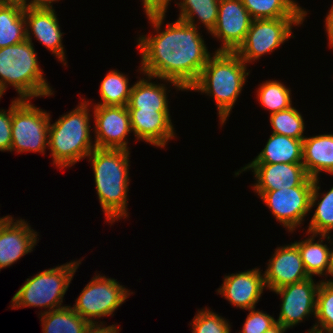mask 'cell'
<instances>
[{"instance_id":"obj_1","label":"cell","mask_w":333,"mask_h":333,"mask_svg":"<svg viewBox=\"0 0 333 333\" xmlns=\"http://www.w3.org/2000/svg\"><path fill=\"white\" fill-rule=\"evenodd\" d=\"M165 15L147 17L156 34L137 40L144 76L167 81L174 88L187 91L199 78L211 57L199 27L177 19L162 30Z\"/></svg>"},{"instance_id":"obj_2","label":"cell","mask_w":333,"mask_h":333,"mask_svg":"<svg viewBox=\"0 0 333 333\" xmlns=\"http://www.w3.org/2000/svg\"><path fill=\"white\" fill-rule=\"evenodd\" d=\"M124 149L95 148L87 157L94 171L96 191L109 223L128 217L129 153Z\"/></svg>"},{"instance_id":"obj_3","label":"cell","mask_w":333,"mask_h":333,"mask_svg":"<svg viewBox=\"0 0 333 333\" xmlns=\"http://www.w3.org/2000/svg\"><path fill=\"white\" fill-rule=\"evenodd\" d=\"M198 80L188 89L214 97L218 117L224 125L246 83L247 64L235 52L213 53ZM247 72V73H246Z\"/></svg>"},{"instance_id":"obj_4","label":"cell","mask_w":333,"mask_h":333,"mask_svg":"<svg viewBox=\"0 0 333 333\" xmlns=\"http://www.w3.org/2000/svg\"><path fill=\"white\" fill-rule=\"evenodd\" d=\"M34 45L27 39L0 48V93L13 86L19 99L54 95L39 66Z\"/></svg>"},{"instance_id":"obj_5","label":"cell","mask_w":333,"mask_h":333,"mask_svg":"<svg viewBox=\"0 0 333 333\" xmlns=\"http://www.w3.org/2000/svg\"><path fill=\"white\" fill-rule=\"evenodd\" d=\"M82 100L75 109L49 124L48 147L53 164L59 169L73 166L96 148L90 135V104Z\"/></svg>"},{"instance_id":"obj_6","label":"cell","mask_w":333,"mask_h":333,"mask_svg":"<svg viewBox=\"0 0 333 333\" xmlns=\"http://www.w3.org/2000/svg\"><path fill=\"white\" fill-rule=\"evenodd\" d=\"M82 260L49 268L27 278L13 296L11 309L43 307L48 311L62 308L63 297Z\"/></svg>"},{"instance_id":"obj_7","label":"cell","mask_w":333,"mask_h":333,"mask_svg":"<svg viewBox=\"0 0 333 333\" xmlns=\"http://www.w3.org/2000/svg\"><path fill=\"white\" fill-rule=\"evenodd\" d=\"M45 110L35 107L30 99L12 101L11 150L18 153L40 152L48 147L51 117Z\"/></svg>"},{"instance_id":"obj_8","label":"cell","mask_w":333,"mask_h":333,"mask_svg":"<svg viewBox=\"0 0 333 333\" xmlns=\"http://www.w3.org/2000/svg\"><path fill=\"white\" fill-rule=\"evenodd\" d=\"M129 292L115 279L96 275L84 287L71 308L91 325L98 324L96 318L113 315L129 295L133 294Z\"/></svg>"},{"instance_id":"obj_9","label":"cell","mask_w":333,"mask_h":333,"mask_svg":"<svg viewBox=\"0 0 333 333\" xmlns=\"http://www.w3.org/2000/svg\"><path fill=\"white\" fill-rule=\"evenodd\" d=\"M305 18H275L252 20L250 29L235 53L243 62L252 63L262 55L273 52L292 36V27Z\"/></svg>"},{"instance_id":"obj_10","label":"cell","mask_w":333,"mask_h":333,"mask_svg":"<svg viewBox=\"0 0 333 333\" xmlns=\"http://www.w3.org/2000/svg\"><path fill=\"white\" fill-rule=\"evenodd\" d=\"M313 184L314 179L308 176L296 187L274 191H256V193L268 206L275 219L292 233L303 224L305 216L311 210Z\"/></svg>"},{"instance_id":"obj_11","label":"cell","mask_w":333,"mask_h":333,"mask_svg":"<svg viewBox=\"0 0 333 333\" xmlns=\"http://www.w3.org/2000/svg\"><path fill=\"white\" fill-rule=\"evenodd\" d=\"M320 281L316 284L312 277L301 282L285 285L273 290L282 298L279 318L276 320L284 328H293L310 314L316 313V295Z\"/></svg>"},{"instance_id":"obj_12","label":"cell","mask_w":333,"mask_h":333,"mask_svg":"<svg viewBox=\"0 0 333 333\" xmlns=\"http://www.w3.org/2000/svg\"><path fill=\"white\" fill-rule=\"evenodd\" d=\"M95 146L100 149H124L129 151L126 136L132 133L127 106L95 105Z\"/></svg>"},{"instance_id":"obj_13","label":"cell","mask_w":333,"mask_h":333,"mask_svg":"<svg viewBox=\"0 0 333 333\" xmlns=\"http://www.w3.org/2000/svg\"><path fill=\"white\" fill-rule=\"evenodd\" d=\"M252 20L241 0H220L217 22L210 32L222 42L216 52H235L243 43Z\"/></svg>"},{"instance_id":"obj_14","label":"cell","mask_w":333,"mask_h":333,"mask_svg":"<svg viewBox=\"0 0 333 333\" xmlns=\"http://www.w3.org/2000/svg\"><path fill=\"white\" fill-rule=\"evenodd\" d=\"M252 170L256 183L254 191H274L299 186L307 177L302 163H249L235 172V176Z\"/></svg>"},{"instance_id":"obj_15","label":"cell","mask_w":333,"mask_h":333,"mask_svg":"<svg viewBox=\"0 0 333 333\" xmlns=\"http://www.w3.org/2000/svg\"><path fill=\"white\" fill-rule=\"evenodd\" d=\"M264 271L266 289L273 291L309 278L298 247L291 243L276 248Z\"/></svg>"},{"instance_id":"obj_16","label":"cell","mask_w":333,"mask_h":333,"mask_svg":"<svg viewBox=\"0 0 333 333\" xmlns=\"http://www.w3.org/2000/svg\"><path fill=\"white\" fill-rule=\"evenodd\" d=\"M24 16L26 19V39L32 43V33L36 40L67 66L61 40L63 33L60 30L54 8H25Z\"/></svg>"},{"instance_id":"obj_17","label":"cell","mask_w":333,"mask_h":333,"mask_svg":"<svg viewBox=\"0 0 333 333\" xmlns=\"http://www.w3.org/2000/svg\"><path fill=\"white\" fill-rule=\"evenodd\" d=\"M264 275L260 269L254 268L224 277L218 293L235 307L254 309L265 289Z\"/></svg>"},{"instance_id":"obj_18","label":"cell","mask_w":333,"mask_h":333,"mask_svg":"<svg viewBox=\"0 0 333 333\" xmlns=\"http://www.w3.org/2000/svg\"><path fill=\"white\" fill-rule=\"evenodd\" d=\"M14 221L10 216L0 226V271L33 251L37 243V232L24 219Z\"/></svg>"},{"instance_id":"obj_19","label":"cell","mask_w":333,"mask_h":333,"mask_svg":"<svg viewBox=\"0 0 333 333\" xmlns=\"http://www.w3.org/2000/svg\"><path fill=\"white\" fill-rule=\"evenodd\" d=\"M132 132L137 140L164 148L175 137L169 111L128 109Z\"/></svg>"},{"instance_id":"obj_20","label":"cell","mask_w":333,"mask_h":333,"mask_svg":"<svg viewBox=\"0 0 333 333\" xmlns=\"http://www.w3.org/2000/svg\"><path fill=\"white\" fill-rule=\"evenodd\" d=\"M302 164L310 178H318L321 171L333 175V134L305 137Z\"/></svg>"},{"instance_id":"obj_21","label":"cell","mask_w":333,"mask_h":333,"mask_svg":"<svg viewBox=\"0 0 333 333\" xmlns=\"http://www.w3.org/2000/svg\"><path fill=\"white\" fill-rule=\"evenodd\" d=\"M320 239L315 241L319 235L311 234L309 238L304 241H294V244L298 247L303 261L304 268L309 277L313 278V275L324 276L331 275V248L327 244H323V239L331 241L329 235H320Z\"/></svg>"},{"instance_id":"obj_22","label":"cell","mask_w":333,"mask_h":333,"mask_svg":"<svg viewBox=\"0 0 333 333\" xmlns=\"http://www.w3.org/2000/svg\"><path fill=\"white\" fill-rule=\"evenodd\" d=\"M303 140L272 133L251 163H302Z\"/></svg>"},{"instance_id":"obj_23","label":"cell","mask_w":333,"mask_h":333,"mask_svg":"<svg viewBox=\"0 0 333 333\" xmlns=\"http://www.w3.org/2000/svg\"><path fill=\"white\" fill-rule=\"evenodd\" d=\"M140 79L132 85L128 109L169 111L167 87L165 84L152 83L153 77ZM151 81V82H150Z\"/></svg>"},{"instance_id":"obj_24","label":"cell","mask_w":333,"mask_h":333,"mask_svg":"<svg viewBox=\"0 0 333 333\" xmlns=\"http://www.w3.org/2000/svg\"><path fill=\"white\" fill-rule=\"evenodd\" d=\"M251 18H305L306 10L294 0H241Z\"/></svg>"},{"instance_id":"obj_25","label":"cell","mask_w":333,"mask_h":333,"mask_svg":"<svg viewBox=\"0 0 333 333\" xmlns=\"http://www.w3.org/2000/svg\"><path fill=\"white\" fill-rule=\"evenodd\" d=\"M19 4L0 3V48L26 40V19Z\"/></svg>"},{"instance_id":"obj_26","label":"cell","mask_w":333,"mask_h":333,"mask_svg":"<svg viewBox=\"0 0 333 333\" xmlns=\"http://www.w3.org/2000/svg\"><path fill=\"white\" fill-rule=\"evenodd\" d=\"M40 316L43 333H85L91 325L71 306L51 311L45 310Z\"/></svg>"},{"instance_id":"obj_27","label":"cell","mask_w":333,"mask_h":333,"mask_svg":"<svg viewBox=\"0 0 333 333\" xmlns=\"http://www.w3.org/2000/svg\"><path fill=\"white\" fill-rule=\"evenodd\" d=\"M319 178L314 179L310 209L317 205L310 220L307 234L329 235L333 230V187L327 192L319 195ZM319 197L322 199L319 201ZM318 203H317V202Z\"/></svg>"},{"instance_id":"obj_28","label":"cell","mask_w":333,"mask_h":333,"mask_svg":"<svg viewBox=\"0 0 333 333\" xmlns=\"http://www.w3.org/2000/svg\"><path fill=\"white\" fill-rule=\"evenodd\" d=\"M220 0H181L177 5L180 7V20L196 26L195 17L203 23L207 32H211L216 25Z\"/></svg>"},{"instance_id":"obj_29","label":"cell","mask_w":333,"mask_h":333,"mask_svg":"<svg viewBox=\"0 0 333 333\" xmlns=\"http://www.w3.org/2000/svg\"><path fill=\"white\" fill-rule=\"evenodd\" d=\"M101 103L103 106H127L132 86H129L127 76L117 70H111L101 81L100 88Z\"/></svg>"},{"instance_id":"obj_30","label":"cell","mask_w":333,"mask_h":333,"mask_svg":"<svg viewBox=\"0 0 333 333\" xmlns=\"http://www.w3.org/2000/svg\"><path fill=\"white\" fill-rule=\"evenodd\" d=\"M317 323L308 332L333 333V280H321L316 295Z\"/></svg>"},{"instance_id":"obj_31","label":"cell","mask_w":333,"mask_h":333,"mask_svg":"<svg viewBox=\"0 0 333 333\" xmlns=\"http://www.w3.org/2000/svg\"><path fill=\"white\" fill-rule=\"evenodd\" d=\"M257 89V98L261 105L270 110V115L292 106L291 90L276 80H268Z\"/></svg>"},{"instance_id":"obj_32","label":"cell","mask_w":333,"mask_h":333,"mask_svg":"<svg viewBox=\"0 0 333 333\" xmlns=\"http://www.w3.org/2000/svg\"><path fill=\"white\" fill-rule=\"evenodd\" d=\"M270 123L273 128L272 132L275 134L300 140L305 138L303 135L305 129L304 119L300 112L292 106L271 114Z\"/></svg>"},{"instance_id":"obj_33","label":"cell","mask_w":333,"mask_h":333,"mask_svg":"<svg viewBox=\"0 0 333 333\" xmlns=\"http://www.w3.org/2000/svg\"><path fill=\"white\" fill-rule=\"evenodd\" d=\"M228 322L210 309L203 308L198 310L190 324L192 333H230L231 325Z\"/></svg>"},{"instance_id":"obj_34","label":"cell","mask_w":333,"mask_h":333,"mask_svg":"<svg viewBox=\"0 0 333 333\" xmlns=\"http://www.w3.org/2000/svg\"><path fill=\"white\" fill-rule=\"evenodd\" d=\"M246 321L239 333H264L266 330L274 326L277 321L273 316H270L262 310L249 309Z\"/></svg>"},{"instance_id":"obj_35","label":"cell","mask_w":333,"mask_h":333,"mask_svg":"<svg viewBox=\"0 0 333 333\" xmlns=\"http://www.w3.org/2000/svg\"><path fill=\"white\" fill-rule=\"evenodd\" d=\"M12 102L9 110H0V151H10L12 144L11 136Z\"/></svg>"},{"instance_id":"obj_36","label":"cell","mask_w":333,"mask_h":333,"mask_svg":"<svg viewBox=\"0 0 333 333\" xmlns=\"http://www.w3.org/2000/svg\"><path fill=\"white\" fill-rule=\"evenodd\" d=\"M171 0H142L147 17L166 15Z\"/></svg>"},{"instance_id":"obj_37","label":"cell","mask_w":333,"mask_h":333,"mask_svg":"<svg viewBox=\"0 0 333 333\" xmlns=\"http://www.w3.org/2000/svg\"><path fill=\"white\" fill-rule=\"evenodd\" d=\"M119 327L117 325L104 326L102 322L99 324L90 325L85 333H119Z\"/></svg>"},{"instance_id":"obj_38","label":"cell","mask_w":333,"mask_h":333,"mask_svg":"<svg viewBox=\"0 0 333 333\" xmlns=\"http://www.w3.org/2000/svg\"><path fill=\"white\" fill-rule=\"evenodd\" d=\"M59 0H31L27 4V0H22L23 8H53L52 3Z\"/></svg>"},{"instance_id":"obj_39","label":"cell","mask_w":333,"mask_h":333,"mask_svg":"<svg viewBox=\"0 0 333 333\" xmlns=\"http://www.w3.org/2000/svg\"><path fill=\"white\" fill-rule=\"evenodd\" d=\"M325 28L327 32V39L329 40L330 47L333 48V11H329L325 19Z\"/></svg>"},{"instance_id":"obj_40","label":"cell","mask_w":333,"mask_h":333,"mask_svg":"<svg viewBox=\"0 0 333 333\" xmlns=\"http://www.w3.org/2000/svg\"><path fill=\"white\" fill-rule=\"evenodd\" d=\"M286 328H284L280 323H276L274 326L266 330L264 333H284L286 332Z\"/></svg>"},{"instance_id":"obj_41","label":"cell","mask_w":333,"mask_h":333,"mask_svg":"<svg viewBox=\"0 0 333 333\" xmlns=\"http://www.w3.org/2000/svg\"><path fill=\"white\" fill-rule=\"evenodd\" d=\"M0 3L19 4L22 6V0H0Z\"/></svg>"},{"instance_id":"obj_42","label":"cell","mask_w":333,"mask_h":333,"mask_svg":"<svg viewBox=\"0 0 333 333\" xmlns=\"http://www.w3.org/2000/svg\"><path fill=\"white\" fill-rule=\"evenodd\" d=\"M11 215H7V216H3V217H0V226L10 217Z\"/></svg>"},{"instance_id":"obj_43","label":"cell","mask_w":333,"mask_h":333,"mask_svg":"<svg viewBox=\"0 0 333 333\" xmlns=\"http://www.w3.org/2000/svg\"><path fill=\"white\" fill-rule=\"evenodd\" d=\"M333 245V241L331 243ZM331 268H332V277H333V249L331 248Z\"/></svg>"}]
</instances>
